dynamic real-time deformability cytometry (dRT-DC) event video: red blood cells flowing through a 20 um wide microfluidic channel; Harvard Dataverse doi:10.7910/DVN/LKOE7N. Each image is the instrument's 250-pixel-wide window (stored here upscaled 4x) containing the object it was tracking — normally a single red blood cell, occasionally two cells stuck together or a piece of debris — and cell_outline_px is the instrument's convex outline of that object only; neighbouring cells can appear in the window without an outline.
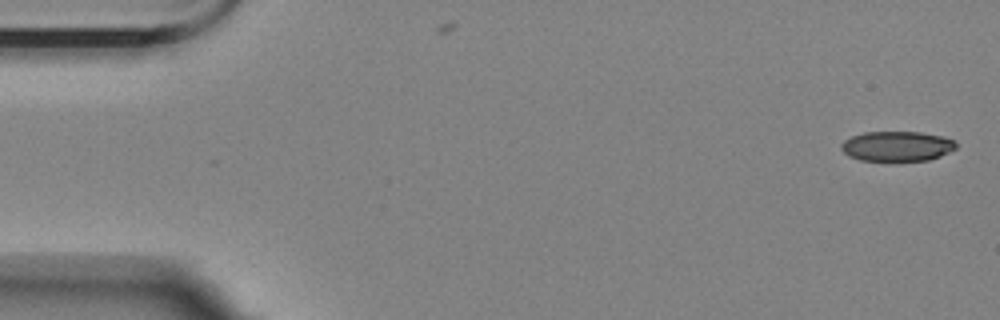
{"species": "Egyptian fruit bat (a non-hibernating species)", "species_latin": "Rousettus aegyptiacus", "temperature_condition": "room temperature", "stored_images_in_passage": 4, "camera_frame_rate_fps": 3000, "um_per_image_px": 0.085, "animal": {"sex": "female"}, "frame": {"image": 1, "passage_image": 1, "time_ms": 0.0, "image_size_px": [1000, 320], "cell_outline_px": [[956, 148], [940, 156], [928, 160], [896, 164], [888, 164], [860, 160], [848, 156], [840, 148], [840, 144], [844, 140], [852, 136], [864, 132], [920, 132], [944, 136], [956, 140]], "centroid_in_image_um": [76.23, 12.48], "position_along_channel_um": 8.8, "area_um2": 21.15}}